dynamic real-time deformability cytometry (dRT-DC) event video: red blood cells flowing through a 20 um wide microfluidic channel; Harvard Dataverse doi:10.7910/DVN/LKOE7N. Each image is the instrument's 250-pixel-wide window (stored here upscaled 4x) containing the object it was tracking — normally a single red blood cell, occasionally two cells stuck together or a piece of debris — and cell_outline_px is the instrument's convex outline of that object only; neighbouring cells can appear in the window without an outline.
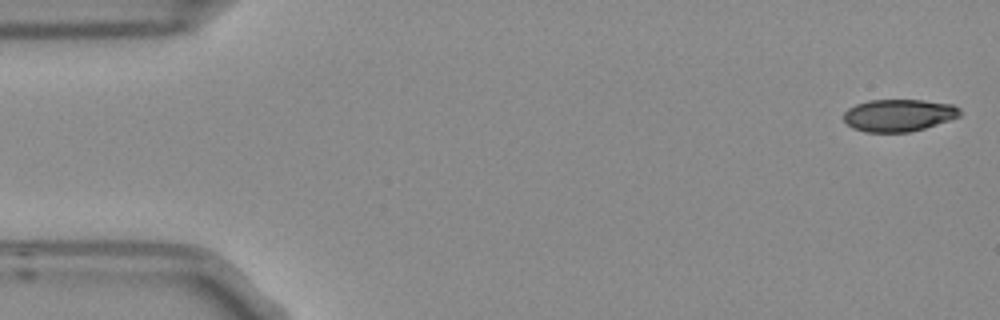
{"species": "Egyptian fruit bat (a non-hibernating species)", "species_latin": "Rousettus aegyptiacus", "temperature_condition": "room temperature", "stored_images_in_passage": 5, "camera_frame_rate_fps": 3000, "um_per_image_px": 0.085, "frame": {"image": 1, "passage_image": 1, "time_ms": 0.0, "image_size_px": [1000, 320], "cell_outline_px": [[960, 116], [924, 128], [908, 132], [864, 132], [852, 128], [844, 120], [844, 112], [848, 108], [856, 104], [868, 100], [924, 100], [952, 104], [960, 108]], "centroid_in_image_um": [76.36, 9.79], "position_along_channel_um": 8.6, "area_um2": 21.79}}